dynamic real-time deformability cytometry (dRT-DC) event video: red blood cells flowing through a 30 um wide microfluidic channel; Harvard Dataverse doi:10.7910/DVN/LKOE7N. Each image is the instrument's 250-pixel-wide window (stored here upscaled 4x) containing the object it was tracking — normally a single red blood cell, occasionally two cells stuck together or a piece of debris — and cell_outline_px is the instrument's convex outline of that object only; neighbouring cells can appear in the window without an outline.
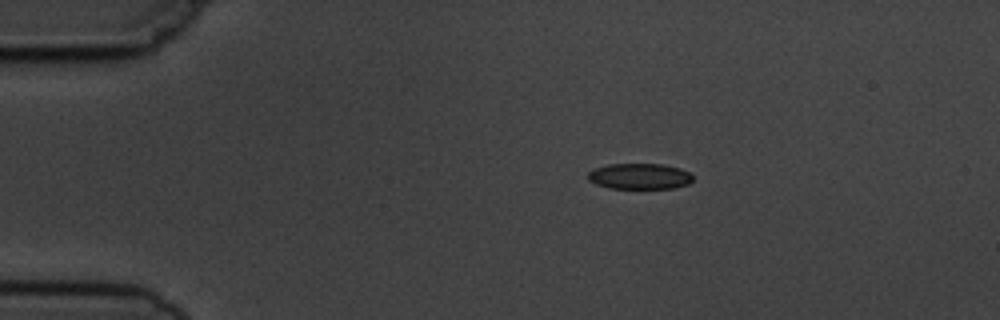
{"species": "common noctule bat (a hibernating species)", "species_latin": "Nyctalus noctula", "temperature_condition": "cold", "stored_images_in_passage": 8, "camera_frame_rate_fps": 3000, "um_per_image_px": 0.085, "animal": {"sex": "male", "body_mass_g": 19.5, "forearm_length_mm": 54.6}, "frame": {"image": 1, "passage_image": 1, "time_ms": 0.0, "image_size_px": [1000, 320], "cell_outline_px": [[692, 180], [688, 184], [676, 188], [608, 188], [596, 184], [588, 180], [588, 172], [592, 168], [608, 164], [664, 164], [680, 168], [692, 172]], "centroid_in_image_um": [54.37, 14.97], "position_along_channel_um": 30.6, "area_um2": 16.01}}
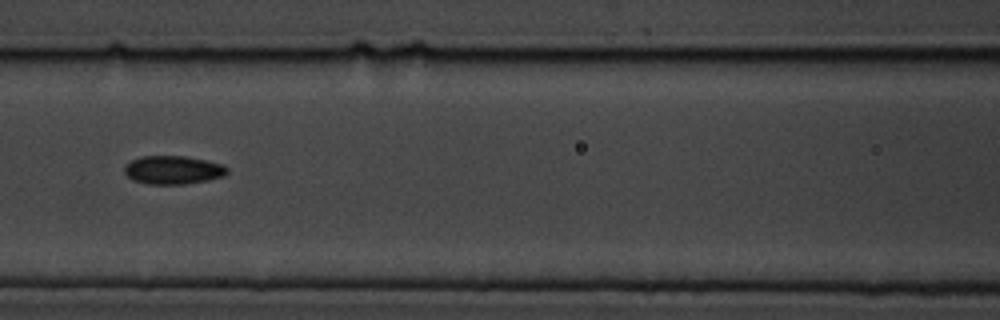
{"frame": {"image": 2, "passage_image": 5, "time_ms": 4.667, "image_size_px": [1000, 320], "cell_outline_px": [[228, 172], [224, 176], [208, 180], [184, 184], [148, 184], [132, 180], [124, 172], [124, 168], [132, 160], [140, 156], [184, 156], [204, 160], [220, 164], [228, 168]], "centroid_in_image_um": [14.7, 14.45], "position_along_channel_um": 151.9, "area_um2": 16.88}}
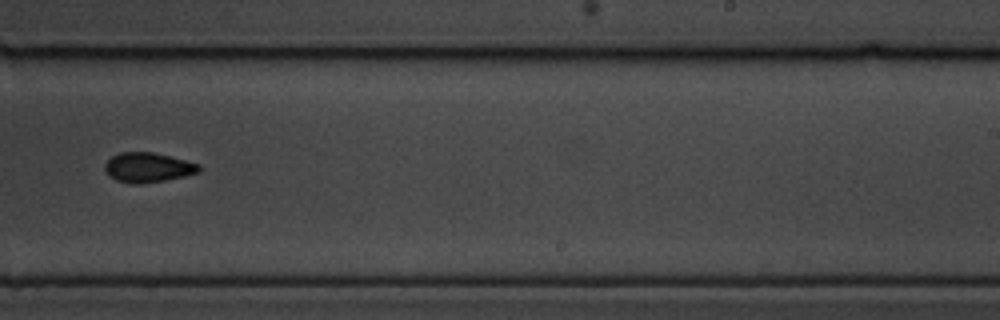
{"frame": {"image": 3, "passage_image": 8, "time_ms": 8.0, "image_size_px": [1000, 320], "cell_outline_px": [[200, 172], [184, 176], [164, 180], [140, 184], [132, 184], [116, 180], [108, 176], [104, 168], [104, 164], [112, 156], [120, 152], [152, 152], [200, 164]], "centroid_in_image_um": [12.54, 14.24], "position_along_channel_um": 276.5, "area_um2": 16.24}}